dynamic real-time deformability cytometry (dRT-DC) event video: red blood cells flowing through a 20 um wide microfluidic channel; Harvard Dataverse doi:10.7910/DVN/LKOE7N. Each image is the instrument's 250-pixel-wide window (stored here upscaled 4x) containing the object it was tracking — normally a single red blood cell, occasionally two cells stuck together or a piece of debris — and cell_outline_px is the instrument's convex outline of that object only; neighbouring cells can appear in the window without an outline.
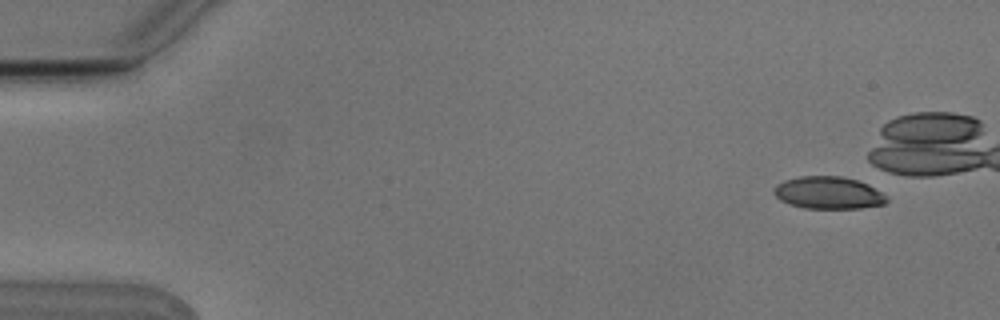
{"species": "Egyptian fruit bat (a non-hibernating species)", "species_latin": "Rousettus aegyptiacus", "temperature_condition": "cold", "stored_images_in_passage": 9, "segment_of_instrument_passage": [1, 2], "camera_frame_rate_fps": 3000, "um_per_image_px": 0.085, "animal": {"sex": "male"}, "frame": {"image": 1, "passage_image": 1, "time_ms": 0.0, "image_size_px": [1000, 320], "cell_outline_px": [[888, 200], [884, 204], [860, 208], [804, 208], [780, 200], [772, 192], [776, 184], [784, 180], [800, 176], [840, 176], [856, 180], [868, 184], [880, 192]], "centroid_in_image_um": [70.37, 16.38], "position_along_channel_um": 14.6, "area_um2": 21.04}}
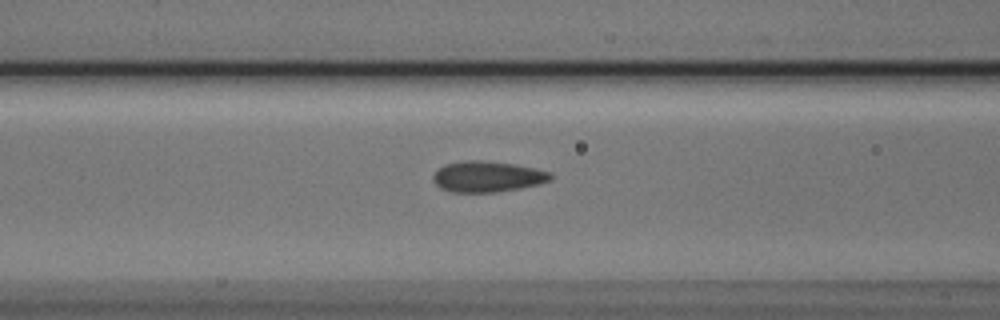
{"frame": {"image": 2, "passage_image": 8, "time_ms": 2.333, "image_size_px": [1000, 320], "cell_outline_px": [[552, 180], [540, 184], [520, 188], [496, 192], [452, 192], [440, 188], [436, 184], [432, 176], [444, 164], [468, 160], [480, 160], [516, 164], [552, 172]], "centroid_in_image_um": [41.47, 15.01], "position_along_channel_um": 125.1, "area_um2": 21.15}}